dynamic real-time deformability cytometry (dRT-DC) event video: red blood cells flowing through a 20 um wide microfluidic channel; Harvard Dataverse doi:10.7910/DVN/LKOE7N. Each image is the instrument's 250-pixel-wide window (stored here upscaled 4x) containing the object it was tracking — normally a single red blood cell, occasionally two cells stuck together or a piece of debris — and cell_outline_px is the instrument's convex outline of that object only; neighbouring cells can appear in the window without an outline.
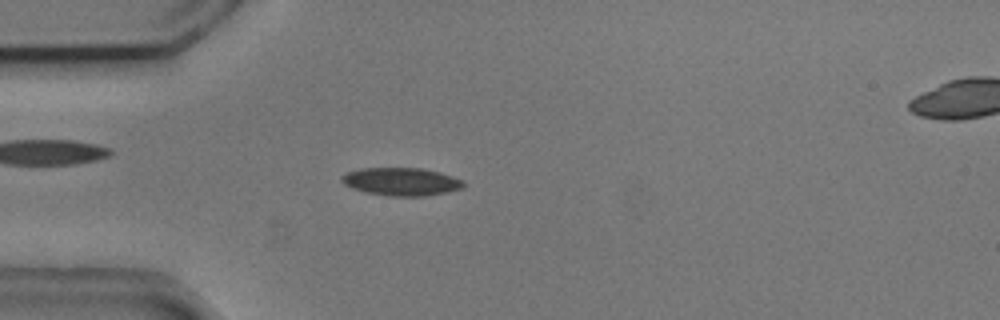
{"species": "common noctule bat (a hibernating species)", "species_latin": "Nyctalus noctula", "temperature_condition": "cold", "stored_images_in_passage": 4, "segment_of_instrument_passage": [1, 2], "camera_frame_rate_fps": 3000, "um_per_image_px": 0.085, "animal": {"sex": "male", "body_mass_g": 20.5, "forearm_length_mm": 52.5}, "frame": {"image": 1, "passage_image": 3, "time_ms": 0.667, "image_size_px": [1000, 320], "cell_outline_px": [[464, 184], [460, 188], [448, 192], [424, 196], [392, 196], [368, 192], [352, 188], [344, 184], [340, 180], [340, 176], [344, 172], [360, 168], [424, 168], [440, 172], [452, 176], [460, 180]], "centroid_in_image_um": [34.05, 15.42], "position_along_channel_um": 50.9, "area_um2": 19.77}}